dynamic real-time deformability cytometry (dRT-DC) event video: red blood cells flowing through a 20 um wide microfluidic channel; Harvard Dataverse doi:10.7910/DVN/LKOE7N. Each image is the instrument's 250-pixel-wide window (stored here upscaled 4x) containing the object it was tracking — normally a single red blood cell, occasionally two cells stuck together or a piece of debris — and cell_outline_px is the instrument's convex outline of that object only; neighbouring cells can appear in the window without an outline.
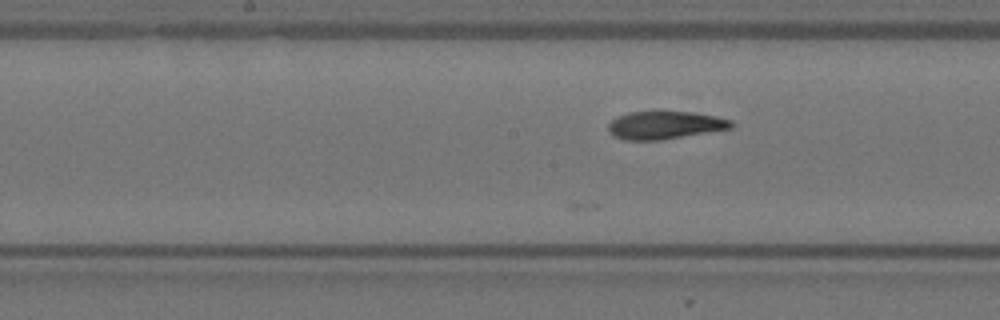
{"species": "Egyptian fruit bat (a non-hibernating species)", "species_latin": "Rousettus aegyptiacus", "temperature_condition": "warm", "stored_images_in_passage": 15, "camera_frame_rate_fps": 3000, "um_per_image_px": 0.085, "animal": {"sex": "female"}, "frame": {"image": 1, "passage_image": 13, "time_ms": 4.0, "image_size_px": [1000, 320], "cell_outline_px": [[732, 128], [660, 140], [624, 140], [612, 136], [608, 132], [608, 124], [612, 120], [628, 112], [688, 112], [716, 116], [732, 120]], "centroid_in_image_um": [56.48, 10.65], "position_along_channel_um": 191.7, "area_um2": 19.77}}